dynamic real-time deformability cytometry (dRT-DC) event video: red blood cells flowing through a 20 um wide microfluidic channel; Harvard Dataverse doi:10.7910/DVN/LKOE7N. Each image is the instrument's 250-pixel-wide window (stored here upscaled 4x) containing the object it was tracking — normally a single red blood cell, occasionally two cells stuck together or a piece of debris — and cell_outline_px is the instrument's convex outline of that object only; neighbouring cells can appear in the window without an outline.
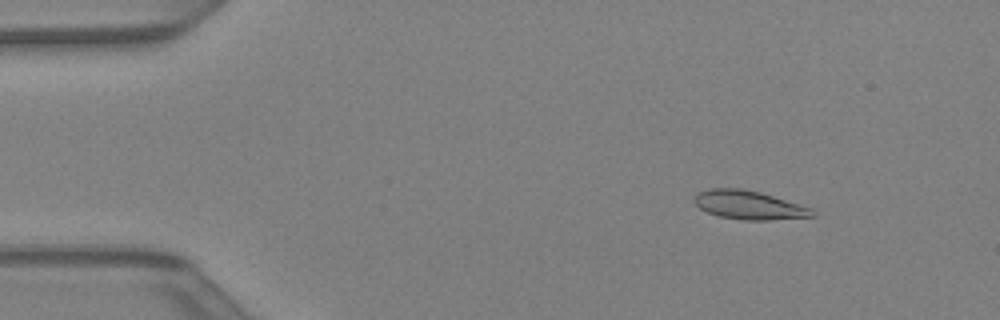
{"species": "Egyptian fruit bat (a non-hibernating species)", "species_latin": "Rousettus aegyptiacus", "temperature_condition": "warm", "stored_images_in_passage": 42, "camera_frame_rate_fps": 3000, "um_per_image_px": 0.085, "animal": {"sex": "female"}, "frame": {"image": 1, "passage_image": 5, "time_ms": 1.333, "image_size_px": [1000, 320], "cell_outline_px": [[816, 216], [768, 220], [744, 220], [720, 216], [708, 212], [700, 208], [692, 200], [700, 192], [712, 188], [740, 188], [760, 192], [812, 208]], "centroid_in_image_um": [63.68, 17.43], "position_along_channel_um": 21.3, "area_um2": 19.48}}
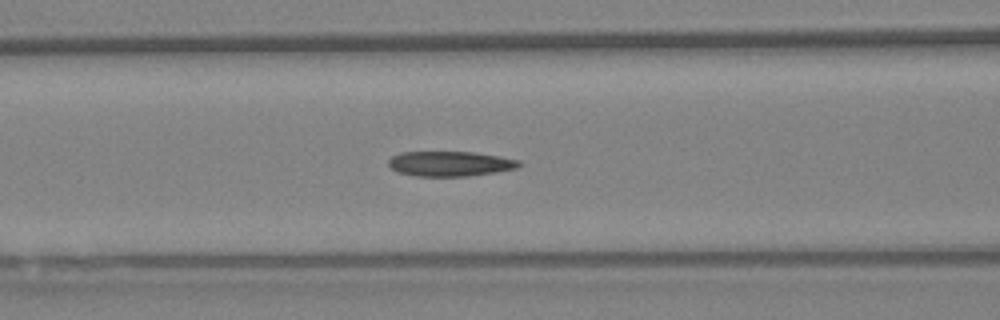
{"frame": {"image": 2, "passage_image": 17, "time_ms": 5.333, "image_size_px": [1000, 320], "cell_outline_px": [[524, 164], [516, 168], [496, 172], [468, 176], [416, 176], [396, 172], [388, 164], [388, 160], [392, 156], [400, 152], [476, 152], [500, 156], [520, 160]], "centroid_in_image_um": [38.28, 13.91], "position_along_channel_um": 128.3, "area_um2": 19.19}}
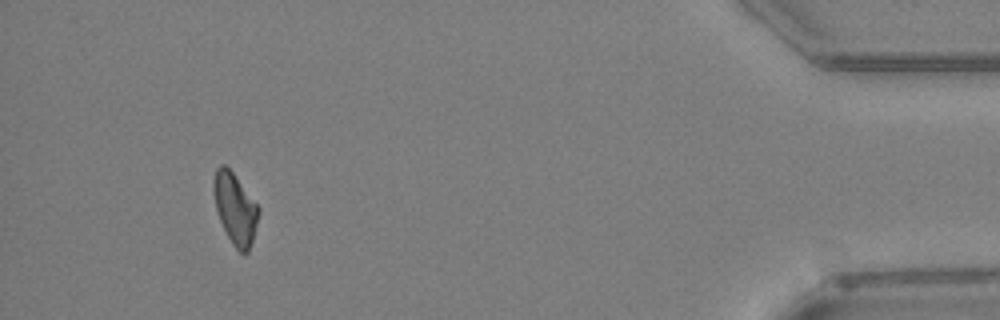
{"frame": {"image": 3, "passage_image": 39, "time_ms": 12.667, "image_size_px": [1000, 320], "cell_outline_px": [[260, 212], [252, 240], [248, 252], [244, 256], [232, 244], [220, 220], [216, 208], [212, 192], [212, 180], [216, 168], [220, 164], [224, 164], [232, 172], [260, 208]], "centroid_in_image_um": [19.97, 17.72], "position_along_channel_um": 415.2, "area_um2": 18.55}}